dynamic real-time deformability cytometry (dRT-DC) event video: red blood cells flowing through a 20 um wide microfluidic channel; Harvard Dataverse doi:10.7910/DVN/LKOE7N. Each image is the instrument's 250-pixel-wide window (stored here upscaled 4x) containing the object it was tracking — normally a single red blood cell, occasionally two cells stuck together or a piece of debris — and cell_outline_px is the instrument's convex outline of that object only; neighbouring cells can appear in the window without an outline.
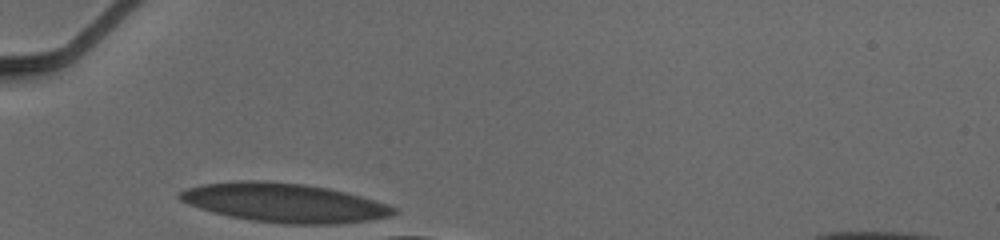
{"species": "human", "species_latin": "Homo sapiens", "temperature_condition": "cold", "stored_images_in_passage": 8, "camera_frame_rate_fps": 3000, "um_per_image_px": 0.085, "donor": {"sex": "male"}, "frame": {"image": 1, "passage_image": 1, "time_ms": 0.0, "image_size_px": [1000, 240], "cell_outline_px": [[396, 212], [392, 216], [368, 220], [328, 224], [284, 224], [252, 220], [228, 216], [212, 212], [188, 204], [180, 200], [176, 196], [180, 192], [188, 188], [204, 184], [240, 180], [264, 180], [304, 184], [328, 188], [360, 196], [388, 204], [396, 208]], "centroid_in_image_um": [24.14, 17.23], "position_along_channel_um": 60.9, "area_um2": 48.44}}
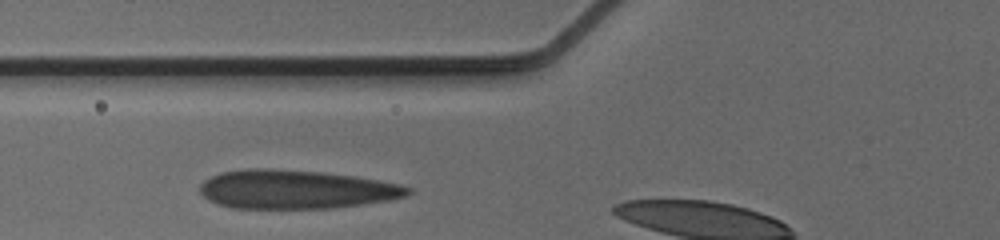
{"frame": {"image": 2, "passage_image": 5, "time_ms": 1.333, "image_size_px": [1000, 240], "cell_outline_px": [[412, 192], [404, 196], [388, 200], [332, 208], [232, 208], [216, 204], [208, 200], [200, 192], [200, 184], [204, 180], [220, 172], [248, 168], [268, 168], [324, 172], [356, 176], [400, 184], [412, 188]], "centroid_in_image_um": [25.12, 16.09], "position_along_channel_um": 100.7, "area_um2": 47.11}}